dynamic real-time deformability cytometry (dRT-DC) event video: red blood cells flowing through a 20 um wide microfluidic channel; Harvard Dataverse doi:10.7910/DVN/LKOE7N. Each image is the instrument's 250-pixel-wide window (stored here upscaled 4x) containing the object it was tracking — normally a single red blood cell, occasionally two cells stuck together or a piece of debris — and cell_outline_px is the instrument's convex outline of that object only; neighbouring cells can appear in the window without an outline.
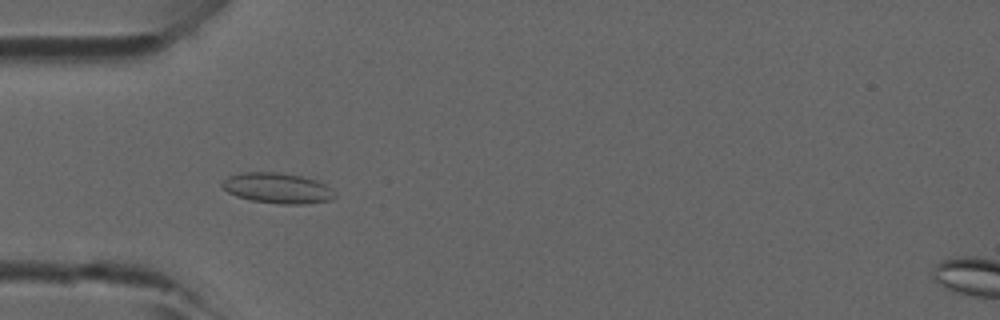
{"species": "common noctule bat (a hibernating species)", "species_latin": "Nyctalus noctula", "temperature_condition": "room temperature", "stored_images_in_passage": 4, "camera_frame_rate_fps": 3000, "um_per_image_px": 0.085, "animal": {"sex": "male", "forearm_length_mm": 52.5}, "frame": {"image": 1, "passage_image": 3, "time_ms": 0.667, "image_size_px": [1000, 320], "cell_outline_px": [[336, 196], [332, 200], [304, 204], [280, 204], [252, 200], [236, 196], [228, 192], [220, 184], [228, 176], [244, 172], [280, 172], [300, 176], [316, 180], [332, 188]], "centroid_in_image_um": [23.6, 15.99], "position_along_channel_um": 61.4, "area_um2": 20.0}}
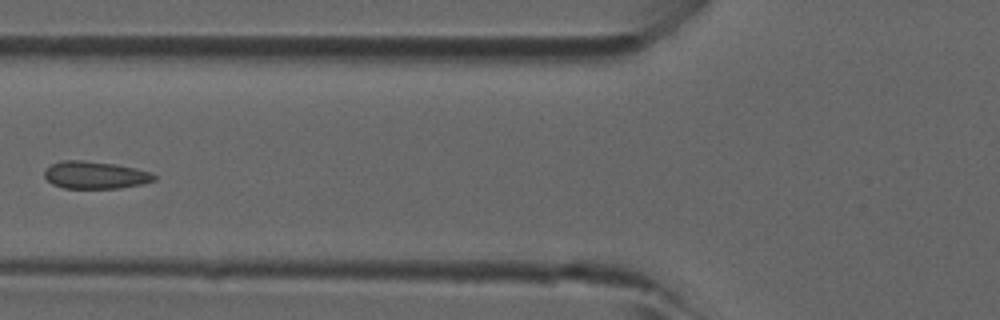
{"frame": {"image": 2, "passage_image": 4, "time_ms": 1.0, "image_size_px": [1000, 320], "cell_outline_px": [[156, 180], [140, 184], [120, 188], [64, 188], [52, 184], [44, 176], [44, 172], [52, 164], [64, 160], [84, 160], [116, 164], [136, 168], [148, 172], [156, 176]], "centroid_in_image_um": [8.09, 14.88], "position_along_channel_um": 117.7, "area_um2": 17.4}}